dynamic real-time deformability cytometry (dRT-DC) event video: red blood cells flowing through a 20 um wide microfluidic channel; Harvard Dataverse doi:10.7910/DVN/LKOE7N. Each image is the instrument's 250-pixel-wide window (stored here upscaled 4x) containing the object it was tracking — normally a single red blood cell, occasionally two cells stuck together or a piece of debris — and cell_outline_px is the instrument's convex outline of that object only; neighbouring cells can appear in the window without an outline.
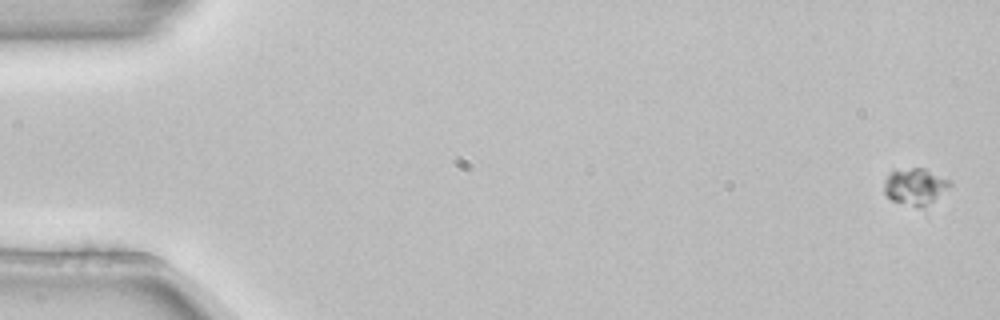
{"species": "common noctule bat (a hibernating species)", "species_latin": "Nyctalus noctula", "temperature_condition": "room temperature", "stored_images_in_passage": 5, "camera_frame_rate_fps": 3000, "um_per_image_px": 0.085, "animal": {"sex": "female", "body_mass_g": 22.7, "forearm_length_mm": 54.2}, "frame": {"image": 1, "passage_image": 1, "time_ms": 0.0, "image_size_px": [1000, 320], "cell_outline_px": [[952, 184], [932, 200], [920, 208], [892, 200], [884, 192], [884, 180], [892, 172], [912, 168], [924, 168], [952, 180]], "centroid_in_image_um": [77.79, 15.83], "position_along_channel_um": 7.2, "area_um2": 13.53}}
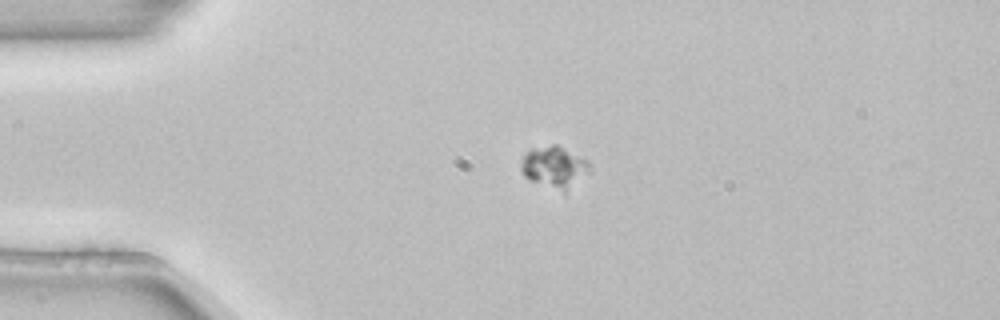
{"frame": {"image": 2, "passage_image": 4, "time_ms": 1.0, "image_size_px": [1000, 320], "cell_outline_px": [[588, 164], [564, 196], [528, 180], [524, 176], [520, 168], [520, 164], [524, 156], [532, 148], [552, 144], [556, 144], [588, 160]], "centroid_in_image_um": [47.0, 14.24], "position_along_channel_um": 38.0, "area_um2": 16.42}}